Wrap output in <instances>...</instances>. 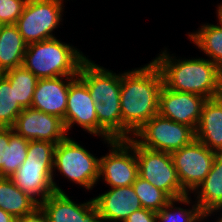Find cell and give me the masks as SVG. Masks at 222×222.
<instances>
[{
    "label": "cell",
    "mask_w": 222,
    "mask_h": 222,
    "mask_svg": "<svg viewBox=\"0 0 222 222\" xmlns=\"http://www.w3.org/2000/svg\"><path fill=\"white\" fill-rule=\"evenodd\" d=\"M23 108L15 101L14 86L0 74V124L13 127Z\"/></svg>",
    "instance_id": "obj_25"
},
{
    "label": "cell",
    "mask_w": 222,
    "mask_h": 222,
    "mask_svg": "<svg viewBox=\"0 0 222 222\" xmlns=\"http://www.w3.org/2000/svg\"><path fill=\"white\" fill-rule=\"evenodd\" d=\"M76 76L38 79L31 108L47 114L65 117L70 82ZM66 79V80H65Z\"/></svg>",
    "instance_id": "obj_17"
},
{
    "label": "cell",
    "mask_w": 222,
    "mask_h": 222,
    "mask_svg": "<svg viewBox=\"0 0 222 222\" xmlns=\"http://www.w3.org/2000/svg\"><path fill=\"white\" fill-rule=\"evenodd\" d=\"M27 0H0V24H16Z\"/></svg>",
    "instance_id": "obj_28"
},
{
    "label": "cell",
    "mask_w": 222,
    "mask_h": 222,
    "mask_svg": "<svg viewBox=\"0 0 222 222\" xmlns=\"http://www.w3.org/2000/svg\"><path fill=\"white\" fill-rule=\"evenodd\" d=\"M27 45L15 24L0 26V74L23 64Z\"/></svg>",
    "instance_id": "obj_19"
},
{
    "label": "cell",
    "mask_w": 222,
    "mask_h": 222,
    "mask_svg": "<svg viewBox=\"0 0 222 222\" xmlns=\"http://www.w3.org/2000/svg\"><path fill=\"white\" fill-rule=\"evenodd\" d=\"M123 222H157L156 212L141 208L130 214Z\"/></svg>",
    "instance_id": "obj_30"
},
{
    "label": "cell",
    "mask_w": 222,
    "mask_h": 222,
    "mask_svg": "<svg viewBox=\"0 0 222 222\" xmlns=\"http://www.w3.org/2000/svg\"><path fill=\"white\" fill-rule=\"evenodd\" d=\"M170 154L179 182L183 190L190 195L210 172L217 153L195 139L191 144Z\"/></svg>",
    "instance_id": "obj_10"
},
{
    "label": "cell",
    "mask_w": 222,
    "mask_h": 222,
    "mask_svg": "<svg viewBox=\"0 0 222 222\" xmlns=\"http://www.w3.org/2000/svg\"><path fill=\"white\" fill-rule=\"evenodd\" d=\"M55 147L56 144L48 141H29L26 160L10 177L18 188L38 204L54 192H64L54 181Z\"/></svg>",
    "instance_id": "obj_4"
},
{
    "label": "cell",
    "mask_w": 222,
    "mask_h": 222,
    "mask_svg": "<svg viewBox=\"0 0 222 222\" xmlns=\"http://www.w3.org/2000/svg\"><path fill=\"white\" fill-rule=\"evenodd\" d=\"M222 211V205H219L217 207H214L213 209H211L206 215H205V219H207V217L211 216L214 212L216 213ZM216 222H222V214L221 216L218 218V221Z\"/></svg>",
    "instance_id": "obj_33"
},
{
    "label": "cell",
    "mask_w": 222,
    "mask_h": 222,
    "mask_svg": "<svg viewBox=\"0 0 222 222\" xmlns=\"http://www.w3.org/2000/svg\"><path fill=\"white\" fill-rule=\"evenodd\" d=\"M16 222H48V220L42 208L38 206L32 212L16 219Z\"/></svg>",
    "instance_id": "obj_31"
},
{
    "label": "cell",
    "mask_w": 222,
    "mask_h": 222,
    "mask_svg": "<svg viewBox=\"0 0 222 222\" xmlns=\"http://www.w3.org/2000/svg\"><path fill=\"white\" fill-rule=\"evenodd\" d=\"M39 204L18 188L8 177H0V208L18 219L32 212Z\"/></svg>",
    "instance_id": "obj_21"
},
{
    "label": "cell",
    "mask_w": 222,
    "mask_h": 222,
    "mask_svg": "<svg viewBox=\"0 0 222 222\" xmlns=\"http://www.w3.org/2000/svg\"><path fill=\"white\" fill-rule=\"evenodd\" d=\"M188 36L222 70V27L218 24H203L198 31L188 33Z\"/></svg>",
    "instance_id": "obj_22"
},
{
    "label": "cell",
    "mask_w": 222,
    "mask_h": 222,
    "mask_svg": "<svg viewBox=\"0 0 222 222\" xmlns=\"http://www.w3.org/2000/svg\"><path fill=\"white\" fill-rule=\"evenodd\" d=\"M108 146L109 153L99 158V180L110 188L131 186L139 176L135 149L126 140H112Z\"/></svg>",
    "instance_id": "obj_11"
},
{
    "label": "cell",
    "mask_w": 222,
    "mask_h": 222,
    "mask_svg": "<svg viewBox=\"0 0 222 222\" xmlns=\"http://www.w3.org/2000/svg\"><path fill=\"white\" fill-rule=\"evenodd\" d=\"M87 58L72 44L56 37L28 44L22 65L38 79L78 76L80 66Z\"/></svg>",
    "instance_id": "obj_5"
},
{
    "label": "cell",
    "mask_w": 222,
    "mask_h": 222,
    "mask_svg": "<svg viewBox=\"0 0 222 222\" xmlns=\"http://www.w3.org/2000/svg\"><path fill=\"white\" fill-rule=\"evenodd\" d=\"M126 141L135 149L139 177L164 191L171 199L188 195L179 182L170 153L142 147L133 138Z\"/></svg>",
    "instance_id": "obj_7"
},
{
    "label": "cell",
    "mask_w": 222,
    "mask_h": 222,
    "mask_svg": "<svg viewBox=\"0 0 222 222\" xmlns=\"http://www.w3.org/2000/svg\"><path fill=\"white\" fill-rule=\"evenodd\" d=\"M206 100L197 94L173 91L163 86L159 95L158 114L196 130Z\"/></svg>",
    "instance_id": "obj_14"
},
{
    "label": "cell",
    "mask_w": 222,
    "mask_h": 222,
    "mask_svg": "<svg viewBox=\"0 0 222 222\" xmlns=\"http://www.w3.org/2000/svg\"><path fill=\"white\" fill-rule=\"evenodd\" d=\"M78 76L86 83L96 103L98 136L105 143L122 140L121 73L116 74L87 58L80 66Z\"/></svg>",
    "instance_id": "obj_2"
},
{
    "label": "cell",
    "mask_w": 222,
    "mask_h": 222,
    "mask_svg": "<svg viewBox=\"0 0 222 222\" xmlns=\"http://www.w3.org/2000/svg\"><path fill=\"white\" fill-rule=\"evenodd\" d=\"M133 136L142 147L168 153L179 150L196 139L193 128L159 114L147 121Z\"/></svg>",
    "instance_id": "obj_9"
},
{
    "label": "cell",
    "mask_w": 222,
    "mask_h": 222,
    "mask_svg": "<svg viewBox=\"0 0 222 222\" xmlns=\"http://www.w3.org/2000/svg\"><path fill=\"white\" fill-rule=\"evenodd\" d=\"M132 186L140 199L142 207L153 212H159L171 200L164 191L139 176Z\"/></svg>",
    "instance_id": "obj_26"
},
{
    "label": "cell",
    "mask_w": 222,
    "mask_h": 222,
    "mask_svg": "<svg viewBox=\"0 0 222 222\" xmlns=\"http://www.w3.org/2000/svg\"><path fill=\"white\" fill-rule=\"evenodd\" d=\"M0 222H16V218L0 208Z\"/></svg>",
    "instance_id": "obj_32"
},
{
    "label": "cell",
    "mask_w": 222,
    "mask_h": 222,
    "mask_svg": "<svg viewBox=\"0 0 222 222\" xmlns=\"http://www.w3.org/2000/svg\"><path fill=\"white\" fill-rule=\"evenodd\" d=\"M152 61L161 72L164 87L206 99L220 95L222 70L208 58L180 60L165 49Z\"/></svg>",
    "instance_id": "obj_3"
},
{
    "label": "cell",
    "mask_w": 222,
    "mask_h": 222,
    "mask_svg": "<svg viewBox=\"0 0 222 222\" xmlns=\"http://www.w3.org/2000/svg\"><path fill=\"white\" fill-rule=\"evenodd\" d=\"M222 99V76H221V88H220V95H219Z\"/></svg>",
    "instance_id": "obj_35"
},
{
    "label": "cell",
    "mask_w": 222,
    "mask_h": 222,
    "mask_svg": "<svg viewBox=\"0 0 222 222\" xmlns=\"http://www.w3.org/2000/svg\"><path fill=\"white\" fill-rule=\"evenodd\" d=\"M63 3L64 0H27L15 24L27 44L56 38L52 32L62 22Z\"/></svg>",
    "instance_id": "obj_8"
},
{
    "label": "cell",
    "mask_w": 222,
    "mask_h": 222,
    "mask_svg": "<svg viewBox=\"0 0 222 222\" xmlns=\"http://www.w3.org/2000/svg\"><path fill=\"white\" fill-rule=\"evenodd\" d=\"M196 140L215 153H222V99H207L195 130Z\"/></svg>",
    "instance_id": "obj_18"
},
{
    "label": "cell",
    "mask_w": 222,
    "mask_h": 222,
    "mask_svg": "<svg viewBox=\"0 0 222 222\" xmlns=\"http://www.w3.org/2000/svg\"><path fill=\"white\" fill-rule=\"evenodd\" d=\"M13 131V127H3L0 129V177H7L9 137Z\"/></svg>",
    "instance_id": "obj_29"
},
{
    "label": "cell",
    "mask_w": 222,
    "mask_h": 222,
    "mask_svg": "<svg viewBox=\"0 0 222 222\" xmlns=\"http://www.w3.org/2000/svg\"><path fill=\"white\" fill-rule=\"evenodd\" d=\"M191 196L186 195L180 198L171 199L166 206L156 213L157 222H197L205 220V214L200 210L199 205L195 202L192 208L184 209L176 207V202L180 204H192Z\"/></svg>",
    "instance_id": "obj_24"
},
{
    "label": "cell",
    "mask_w": 222,
    "mask_h": 222,
    "mask_svg": "<svg viewBox=\"0 0 222 222\" xmlns=\"http://www.w3.org/2000/svg\"><path fill=\"white\" fill-rule=\"evenodd\" d=\"M28 146L29 140L21 137L15 131L10 134L7 155L8 178H10L26 160Z\"/></svg>",
    "instance_id": "obj_27"
},
{
    "label": "cell",
    "mask_w": 222,
    "mask_h": 222,
    "mask_svg": "<svg viewBox=\"0 0 222 222\" xmlns=\"http://www.w3.org/2000/svg\"><path fill=\"white\" fill-rule=\"evenodd\" d=\"M200 210L206 215L211 209L222 205V153H217L212 168L193 192Z\"/></svg>",
    "instance_id": "obj_20"
},
{
    "label": "cell",
    "mask_w": 222,
    "mask_h": 222,
    "mask_svg": "<svg viewBox=\"0 0 222 222\" xmlns=\"http://www.w3.org/2000/svg\"><path fill=\"white\" fill-rule=\"evenodd\" d=\"M14 131L26 140L58 144L68 137L63 119L33 108H24L18 115Z\"/></svg>",
    "instance_id": "obj_12"
},
{
    "label": "cell",
    "mask_w": 222,
    "mask_h": 222,
    "mask_svg": "<svg viewBox=\"0 0 222 222\" xmlns=\"http://www.w3.org/2000/svg\"><path fill=\"white\" fill-rule=\"evenodd\" d=\"M55 170L75 184L92 190L99 181V158L68 136L55 147Z\"/></svg>",
    "instance_id": "obj_6"
},
{
    "label": "cell",
    "mask_w": 222,
    "mask_h": 222,
    "mask_svg": "<svg viewBox=\"0 0 222 222\" xmlns=\"http://www.w3.org/2000/svg\"><path fill=\"white\" fill-rule=\"evenodd\" d=\"M93 198L99 222H123L142 207L133 186L114 187Z\"/></svg>",
    "instance_id": "obj_16"
},
{
    "label": "cell",
    "mask_w": 222,
    "mask_h": 222,
    "mask_svg": "<svg viewBox=\"0 0 222 222\" xmlns=\"http://www.w3.org/2000/svg\"><path fill=\"white\" fill-rule=\"evenodd\" d=\"M39 206L48 222H99L93 199L78 204L65 192H54Z\"/></svg>",
    "instance_id": "obj_15"
},
{
    "label": "cell",
    "mask_w": 222,
    "mask_h": 222,
    "mask_svg": "<svg viewBox=\"0 0 222 222\" xmlns=\"http://www.w3.org/2000/svg\"><path fill=\"white\" fill-rule=\"evenodd\" d=\"M14 86L15 101L24 108H31L38 78L23 65L1 73Z\"/></svg>",
    "instance_id": "obj_23"
},
{
    "label": "cell",
    "mask_w": 222,
    "mask_h": 222,
    "mask_svg": "<svg viewBox=\"0 0 222 222\" xmlns=\"http://www.w3.org/2000/svg\"><path fill=\"white\" fill-rule=\"evenodd\" d=\"M162 87L161 72L153 61L121 73L122 140L132 138V134L158 114Z\"/></svg>",
    "instance_id": "obj_1"
},
{
    "label": "cell",
    "mask_w": 222,
    "mask_h": 222,
    "mask_svg": "<svg viewBox=\"0 0 222 222\" xmlns=\"http://www.w3.org/2000/svg\"><path fill=\"white\" fill-rule=\"evenodd\" d=\"M95 101L91 98L86 83L76 76L68 90L64 124L67 133L74 124L82 127L91 135L98 136V118L95 112Z\"/></svg>",
    "instance_id": "obj_13"
},
{
    "label": "cell",
    "mask_w": 222,
    "mask_h": 222,
    "mask_svg": "<svg viewBox=\"0 0 222 222\" xmlns=\"http://www.w3.org/2000/svg\"><path fill=\"white\" fill-rule=\"evenodd\" d=\"M220 5H218L217 7V18L219 19V25L222 27V4L219 3Z\"/></svg>",
    "instance_id": "obj_34"
}]
</instances>
